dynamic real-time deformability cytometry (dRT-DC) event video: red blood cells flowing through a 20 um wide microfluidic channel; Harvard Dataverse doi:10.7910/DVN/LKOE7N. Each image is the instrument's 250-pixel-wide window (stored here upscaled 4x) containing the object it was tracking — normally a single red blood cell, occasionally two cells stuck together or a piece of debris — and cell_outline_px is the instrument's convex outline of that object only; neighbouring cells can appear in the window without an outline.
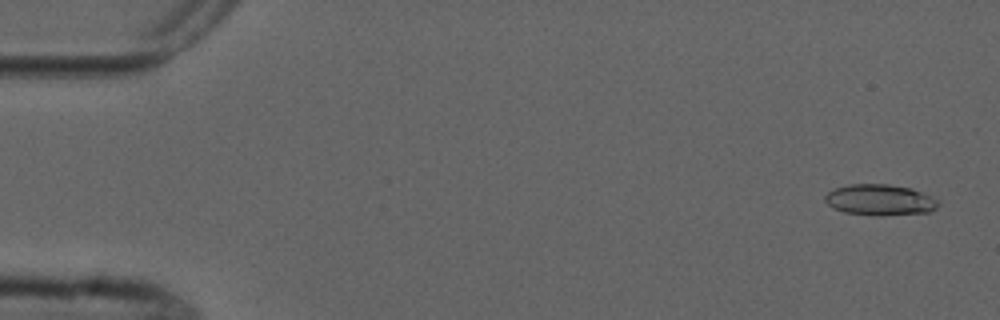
{"species": "common noctule bat (a hibernating species)", "species_latin": "Nyctalus noctula", "temperature_condition": "cold", "stored_images_in_passage": 2, "camera_frame_rate_fps": 3000, "um_per_image_px": 0.085, "animal": {"sex": "male", "forearm_length_mm": 52.5}, "frame": {"image": 1, "passage_image": 1, "time_ms": 0.0, "image_size_px": [1000, 320], "cell_outline_px": [[940, 204], [936, 208], [928, 212], [884, 216], [876, 216], [844, 212], [832, 208], [824, 200], [824, 196], [828, 192], [836, 188], [848, 184], [888, 184], [912, 188], [940, 200]], "centroid_in_image_um": [74.8, 17.0], "position_along_channel_um": 10.2, "area_um2": 20.69}}